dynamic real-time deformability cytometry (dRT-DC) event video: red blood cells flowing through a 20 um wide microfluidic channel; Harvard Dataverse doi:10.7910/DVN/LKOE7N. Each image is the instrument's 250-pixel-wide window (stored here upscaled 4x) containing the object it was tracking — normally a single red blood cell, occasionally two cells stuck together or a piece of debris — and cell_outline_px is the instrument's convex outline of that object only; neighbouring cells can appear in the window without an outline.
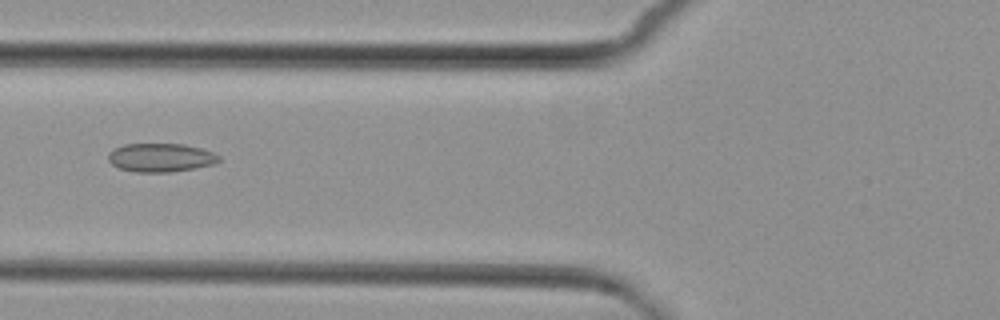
{"species": "common noctule bat (a hibernating species)", "species_latin": "Nyctalus noctula", "temperature_condition": "cold", "stored_images_in_passage": 6, "camera_frame_rate_fps": 3000, "um_per_image_px": 0.085, "animal": {"sex": "female", "body_mass_g": 29.2, "forearm_length_mm": 56.3}, "frame": {"image": 1, "passage_image": 6, "time_ms": 7.0, "image_size_px": [1000, 320], "cell_outline_px": [[220, 160], [212, 164], [196, 168], [172, 172], [136, 172], [120, 168], [112, 164], [108, 160], [108, 152], [112, 148], [124, 144], [184, 144], [200, 148], [212, 152], [220, 156]], "centroid_in_image_um": [13.63, 13.39], "position_along_channel_um": 112.2, "area_um2": 18.5}}